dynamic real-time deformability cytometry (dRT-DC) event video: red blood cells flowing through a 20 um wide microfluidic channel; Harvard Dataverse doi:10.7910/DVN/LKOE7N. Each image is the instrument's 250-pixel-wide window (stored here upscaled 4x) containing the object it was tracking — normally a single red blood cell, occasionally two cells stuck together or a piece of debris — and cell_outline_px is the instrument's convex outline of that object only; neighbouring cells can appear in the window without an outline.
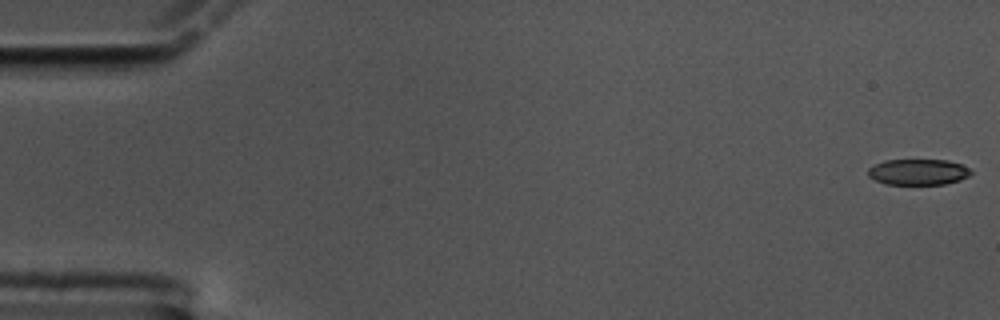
{"species": "common noctule bat (a hibernating species)", "species_latin": "Nyctalus noctula", "temperature_condition": "cold", "stored_images_in_passage": 7, "camera_frame_rate_fps": 3000, "um_per_image_px": 0.085, "animal": {"sex": "male", "body_mass_g": 17.5, "forearm_length_mm": 52.3}, "frame": {"image": 1, "passage_image": 1, "time_ms": 0.0, "image_size_px": [1000, 320], "cell_outline_px": [[972, 172], [968, 176], [960, 180], [944, 184], [884, 184], [868, 176], [868, 168], [884, 160], [948, 160], [960, 164], [968, 168]], "centroid_in_image_um": [78.03, 14.62], "position_along_channel_um": 7.0, "area_um2": 15.43}}